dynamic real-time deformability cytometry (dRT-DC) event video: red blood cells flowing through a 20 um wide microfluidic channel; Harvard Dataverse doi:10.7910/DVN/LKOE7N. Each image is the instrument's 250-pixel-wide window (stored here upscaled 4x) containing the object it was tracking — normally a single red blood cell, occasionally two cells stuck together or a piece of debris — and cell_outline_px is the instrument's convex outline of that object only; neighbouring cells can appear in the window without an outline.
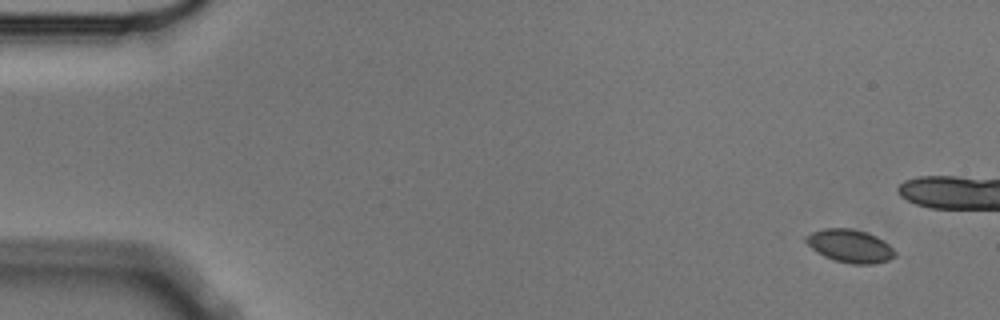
{"species": "Egyptian fruit bat (a non-hibernating species)", "species_latin": "Rousettus aegyptiacus", "temperature_condition": "cold", "stored_images_in_passage": 5, "camera_frame_rate_fps": 3000, "um_per_image_px": 0.085, "animal": {"sex": "male"}, "frame": {"image": 1, "passage_image": 1, "time_ms": 0.0, "image_size_px": [1000, 320], "cell_outline_px": [[896, 256], [888, 260], [872, 264], [852, 264], [832, 260], [824, 256], [812, 248], [804, 240], [804, 236], [812, 232], [824, 228], [852, 228], [868, 232], [876, 236], [888, 244], [896, 252]], "centroid_in_image_um": [72.24, 20.9], "position_along_channel_um": 12.8, "area_um2": 17.22}}